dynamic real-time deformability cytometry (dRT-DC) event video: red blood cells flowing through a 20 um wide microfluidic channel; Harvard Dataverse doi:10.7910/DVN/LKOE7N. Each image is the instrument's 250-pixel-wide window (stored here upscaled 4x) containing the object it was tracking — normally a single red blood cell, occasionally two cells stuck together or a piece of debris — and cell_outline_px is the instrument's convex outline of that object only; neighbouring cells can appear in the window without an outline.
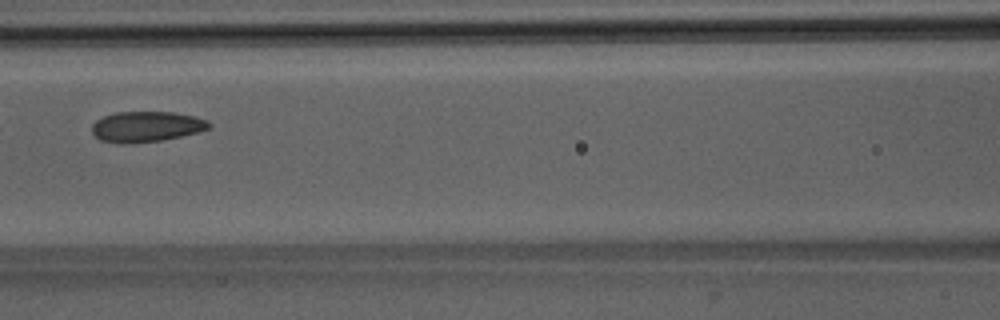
{"species": "Egyptian fruit bat (a non-hibernating species)", "species_latin": "Rousettus aegyptiacus", "temperature_condition": "room temperature", "stored_images_in_passage": 6, "camera_frame_rate_fps": 3000, "um_per_image_px": 0.085, "animal": {"sex": "male"}, "frame": {"image": 1, "passage_image": 6, "time_ms": 5.667, "image_size_px": [1000, 320], "cell_outline_px": [[212, 124], [208, 128], [196, 132], [180, 136], [160, 140], [124, 144], [120, 144], [100, 140], [92, 132], [92, 124], [96, 120], [104, 116], [116, 112], [172, 112], [192, 116], [208, 120]], "centroid_in_image_um": [12.4, 10.76], "position_along_channel_um": 154.2, "area_um2": 20.63}}